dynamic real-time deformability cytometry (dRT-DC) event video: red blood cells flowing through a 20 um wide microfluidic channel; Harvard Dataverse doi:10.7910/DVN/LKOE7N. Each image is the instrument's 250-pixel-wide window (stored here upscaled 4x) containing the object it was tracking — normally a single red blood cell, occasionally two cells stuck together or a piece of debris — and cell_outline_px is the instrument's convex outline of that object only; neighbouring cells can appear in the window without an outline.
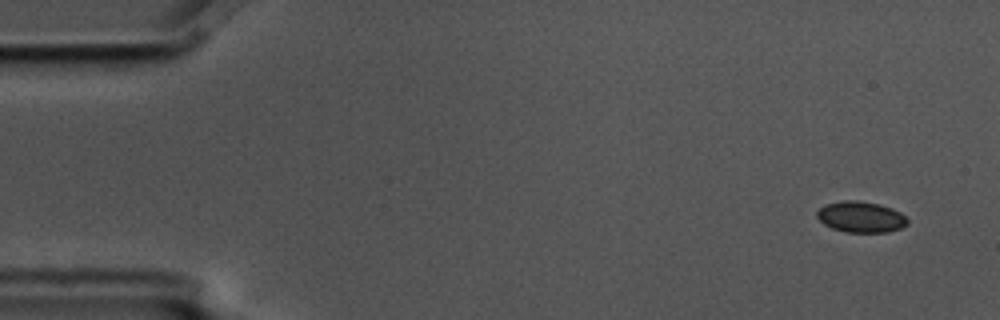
{"species": "common noctule bat (a hibernating species)", "species_latin": "Nyctalus noctula", "temperature_condition": "cold", "stored_images_in_passage": 4, "camera_frame_rate_fps": 3000, "um_per_image_px": 0.085, "animal": {"sex": "male", "body_mass_g": 17.5, "forearm_length_mm": 52.3}, "frame": {"image": 1, "passage_image": 1, "time_ms": 0.0, "image_size_px": [1000, 320], "cell_outline_px": [[908, 224], [900, 228], [888, 232], [844, 232], [832, 228], [824, 224], [816, 216], [816, 212], [824, 204], [844, 200], [856, 200], [880, 204], [892, 208], [900, 212], [908, 220]], "centroid_in_image_um": [73.16, 18.43], "position_along_channel_um": 11.8, "area_um2": 16.42}}
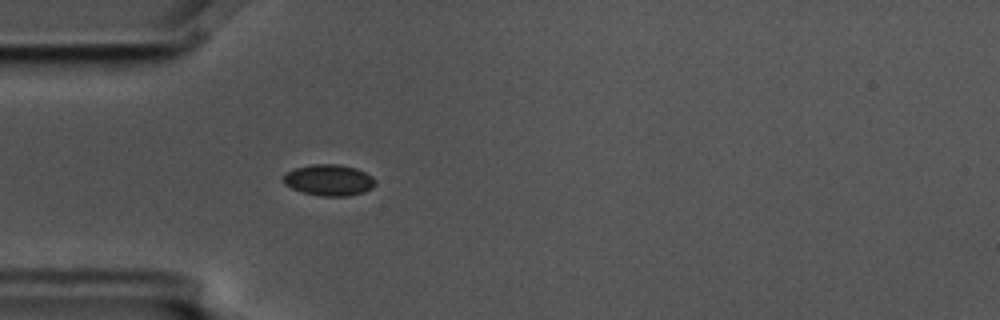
{"frame": {"image": 2, "passage_image": 4, "time_ms": 1.0, "image_size_px": [1000, 320], "cell_outline_px": [[376, 184], [372, 188], [364, 192], [348, 196], [320, 196], [304, 192], [292, 188], [284, 184], [284, 176], [288, 172], [296, 168], [312, 164], [340, 164], [356, 168], [372, 176], [376, 180]], "centroid_in_image_um": [28.0, 15.31], "position_along_channel_um": 57.0, "area_um2": 16.65}}